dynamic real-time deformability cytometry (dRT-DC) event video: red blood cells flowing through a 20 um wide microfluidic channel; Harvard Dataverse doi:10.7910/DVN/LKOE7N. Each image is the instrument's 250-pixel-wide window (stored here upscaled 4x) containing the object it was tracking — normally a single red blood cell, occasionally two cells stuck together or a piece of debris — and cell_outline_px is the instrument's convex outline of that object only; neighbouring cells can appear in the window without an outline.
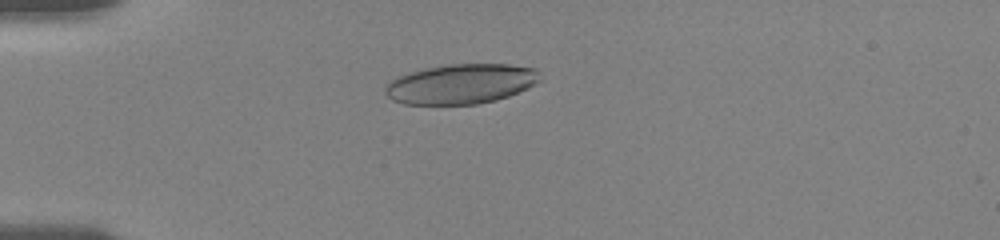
{"species": "human", "species_latin": "Homo sapiens", "temperature_condition": "room temperature", "stored_images_in_passage": 62, "camera_frame_rate_fps": 3000, "um_per_image_px": 0.085, "donor": {"sex": "female"}, "frame": {"image": 1, "passage_image": 17, "time_ms": 4.667, "image_size_px": [1000, 240], "cell_outline_px": [[544, 80], [536, 84], [508, 96], [496, 100], [476, 104], [404, 104], [392, 100], [384, 92], [384, 88], [392, 80], [400, 76], [424, 68], [448, 64], [508, 64], [536, 68]], "centroid_in_image_um": [39.23, 7.13], "position_along_channel_um": 45.8, "area_um2": 36.01}}
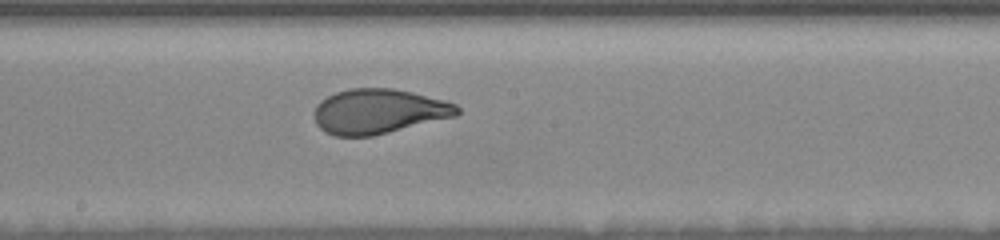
{"frame": {"image": 2, "passage_image": 42, "time_ms": 10.0, "image_size_px": [1000, 240], "cell_outline_px": [[460, 112], [456, 116], [372, 136], [332, 136], [324, 132], [316, 124], [312, 116], [312, 112], [316, 104], [320, 100], [336, 92], [352, 88], [392, 88], [412, 92], [444, 100], [456, 104], [460, 108]], "centroid_in_image_um": [32.13, 9.47], "position_along_channel_um": 216.1, "area_um2": 37.57}}
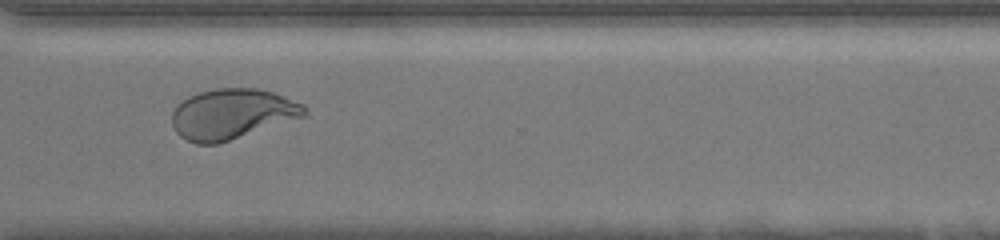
{"frame": {"image": 3, "passage_image": 61, "time_ms": 13.667, "image_size_px": [1000, 240], "cell_outline_px": [[308, 112], [304, 116], [216, 144], [196, 144], [180, 136], [176, 132], [172, 124], [172, 112], [188, 96], [200, 92], [216, 88], [256, 88], [272, 92], [304, 104], [308, 108]], "centroid_in_image_um": [19.72, 9.68], "position_along_channel_um": 350.9, "area_um2": 38.38}}